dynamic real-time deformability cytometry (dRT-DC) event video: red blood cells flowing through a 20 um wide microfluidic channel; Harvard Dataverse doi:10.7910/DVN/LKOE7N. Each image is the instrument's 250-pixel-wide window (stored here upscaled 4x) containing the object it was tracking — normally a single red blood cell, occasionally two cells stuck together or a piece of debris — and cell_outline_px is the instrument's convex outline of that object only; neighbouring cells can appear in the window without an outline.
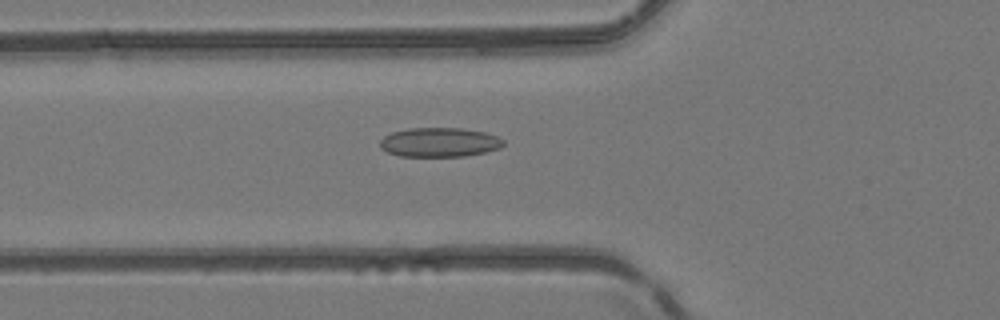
{"species": "common noctule bat (a hibernating species)", "species_latin": "Nyctalus noctula", "temperature_condition": "room temperature", "stored_images_in_passage": 34, "camera_frame_rate_fps": 3000, "um_per_image_px": 0.085, "animal": {"sex": "female", "body_mass_g": 24.6, "forearm_length_mm": 56.2}, "frame": {"image": 1, "passage_image": 2, "time_ms": 0.333, "image_size_px": [1000, 320], "cell_outline_px": [[504, 144], [500, 148], [484, 152], [464, 156], [400, 156], [388, 152], [380, 148], [380, 140], [384, 136], [392, 132], [408, 128], [460, 128], [484, 132], [496, 136], [504, 140]], "centroid_in_image_um": [37.33, 12.09], "position_along_channel_um": 88.5, "area_um2": 20.98}}
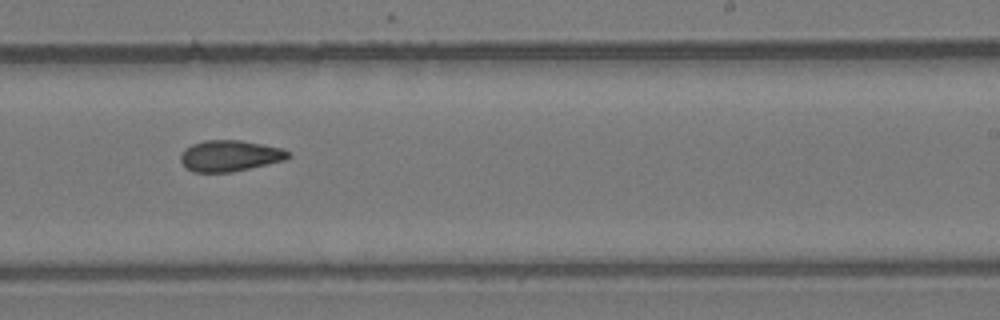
{"frame": {"image": 2, "passage_image": 15, "time_ms": 4.667, "image_size_px": [1000, 320], "cell_outline_px": [[292, 156], [284, 160], [232, 172], [192, 172], [184, 168], [180, 160], [180, 156], [184, 148], [192, 144], [204, 140], [240, 140], [284, 148]], "centroid_in_image_um": [19.5, 13.24], "position_along_channel_um": 269.5, "area_um2": 19.65}}
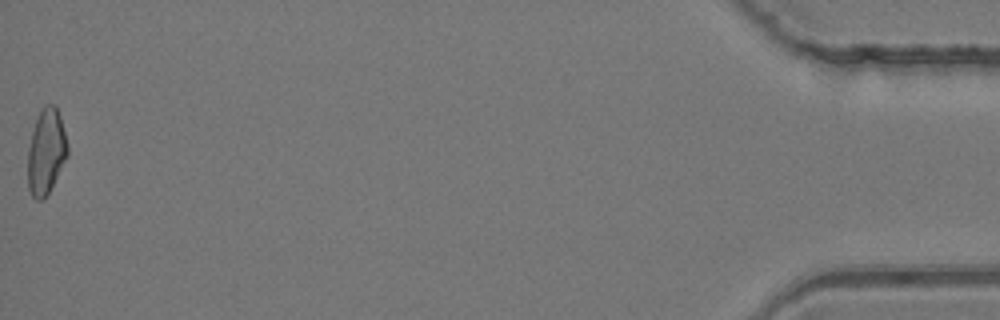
{"frame": {"image": 3, "passage_image": 34, "time_ms": 11.0, "image_size_px": [1000, 320], "cell_outline_px": [[68, 156], [48, 192], [40, 200], [36, 200], [32, 196], [28, 188], [28, 148], [36, 116], [40, 108], [44, 104], [56, 104], [60, 116], [68, 144]], "centroid_in_image_um": [3.92, 12.82], "position_along_channel_um": 431.3, "area_um2": 19.88}}